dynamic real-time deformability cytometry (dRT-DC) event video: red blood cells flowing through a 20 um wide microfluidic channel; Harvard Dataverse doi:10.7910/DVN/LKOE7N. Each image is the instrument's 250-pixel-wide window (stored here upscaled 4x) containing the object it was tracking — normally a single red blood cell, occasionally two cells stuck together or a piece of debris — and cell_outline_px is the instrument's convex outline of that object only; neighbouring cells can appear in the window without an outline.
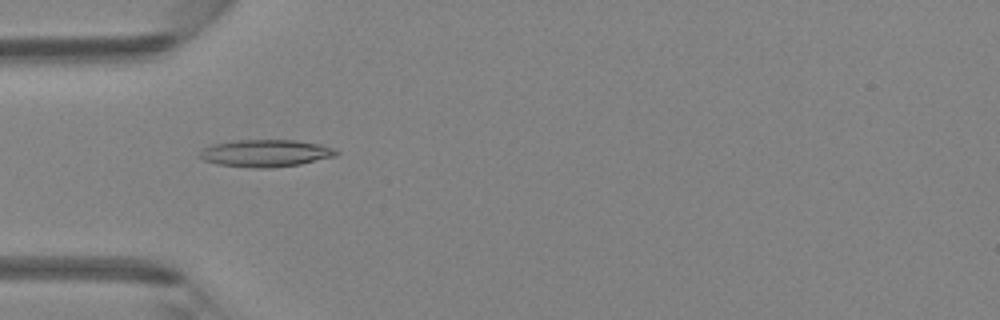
{"species": "Egyptian fruit bat (a non-hibernating species)", "species_latin": "Rousettus aegyptiacus", "temperature_condition": "room temperature", "stored_images_in_passage": 4, "camera_frame_rate_fps": 3000, "um_per_image_px": 0.085, "animal": {"sex": "female"}, "frame": {"image": 1, "passage_image": 3, "time_ms": 2.667, "image_size_px": [1000, 320], "cell_outline_px": [[340, 152], [336, 156], [300, 164], [272, 168], [252, 168], [216, 164], [204, 160], [196, 156], [204, 148], [212, 144], [232, 140], [296, 140], [320, 144], [336, 148]], "centroid_in_image_um": [22.58, 13.02], "position_along_channel_um": 62.4, "area_um2": 21.96}}
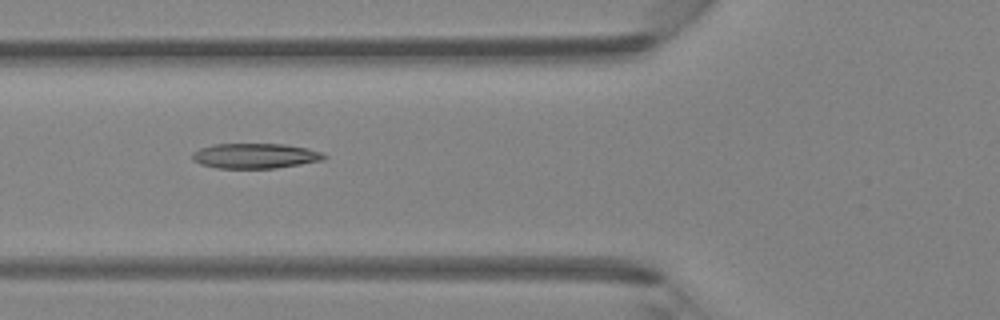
{"frame": {"image": 2, "passage_image": 4, "time_ms": 3.667, "image_size_px": [1000, 320], "cell_outline_px": [[328, 156], [324, 160], [276, 168], [216, 168], [200, 164], [192, 160], [192, 152], [200, 148], [216, 144], [284, 144], [308, 148], [320, 152]], "centroid_in_image_um": [21.68, 13.25], "position_along_channel_um": 104.1, "area_um2": 19.31}}